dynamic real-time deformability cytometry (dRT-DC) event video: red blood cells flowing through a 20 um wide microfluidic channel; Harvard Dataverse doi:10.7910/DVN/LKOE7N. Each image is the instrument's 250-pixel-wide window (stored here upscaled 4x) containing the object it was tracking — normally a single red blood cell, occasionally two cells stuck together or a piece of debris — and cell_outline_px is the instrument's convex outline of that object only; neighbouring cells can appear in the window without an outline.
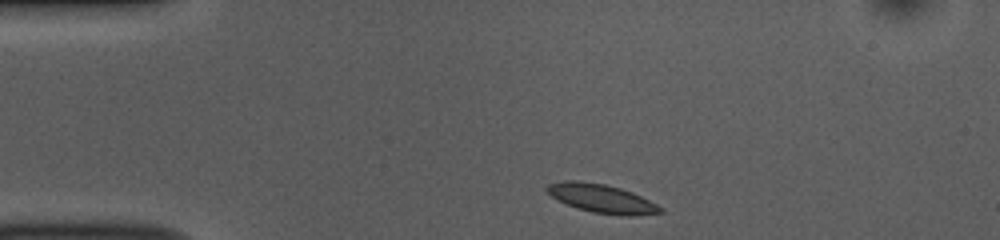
{"species": "common noctule bat (a hibernating species)", "species_latin": "Nyctalus noctula", "temperature_condition": "room temperature", "stored_images_in_passage": 8, "camera_frame_rate_fps": 3000, "um_per_image_px": 0.085, "animal": {"sex": "female", "body_mass_g": 10.0, "forearm_length_mm": 53.1}, "frame": {"image": 1, "passage_image": 1, "time_ms": 0.0, "image_size_px": [1000, 240], "cell_outline_px": [[664, 212], [636, 216], [628, 216], [592, 212], [576, 208], [552, 196], [544, 188], [548, 184], [564, 180], [576, 180], [604, 184], [620, 188], [632, 192], [664, 208]], "centroid_in_image_um": [51.16, 16.87], "position_along_channel_um": 33.8, "area_um2": 18.79}}
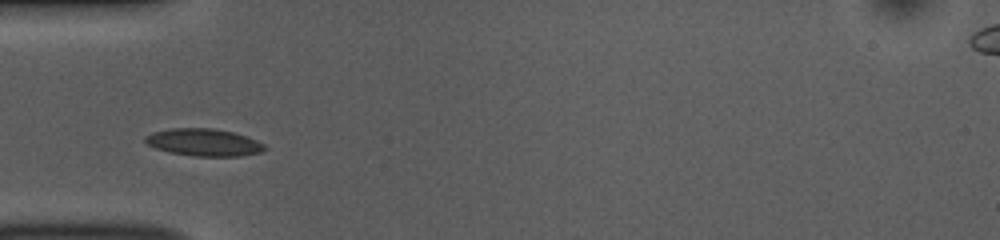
{"frame": {"image": 2, "passage_image": 7, "time_ms": 2.0, "image_size_px": [1000, 240], "cell_outline_px": [[268, 148], [264, 152], [240, 156], [192, 156], [172, 152], [156, 148], [148, 144], [144, 140], [144, 136], [152, 132], [168, 128], [212, 128], [232, 132], [248, 136], [264, 144]], "centroid_in_image_um": [17.36, 12.1], "position_along_channel_um": 67.6, "area_um2": 19.13}}